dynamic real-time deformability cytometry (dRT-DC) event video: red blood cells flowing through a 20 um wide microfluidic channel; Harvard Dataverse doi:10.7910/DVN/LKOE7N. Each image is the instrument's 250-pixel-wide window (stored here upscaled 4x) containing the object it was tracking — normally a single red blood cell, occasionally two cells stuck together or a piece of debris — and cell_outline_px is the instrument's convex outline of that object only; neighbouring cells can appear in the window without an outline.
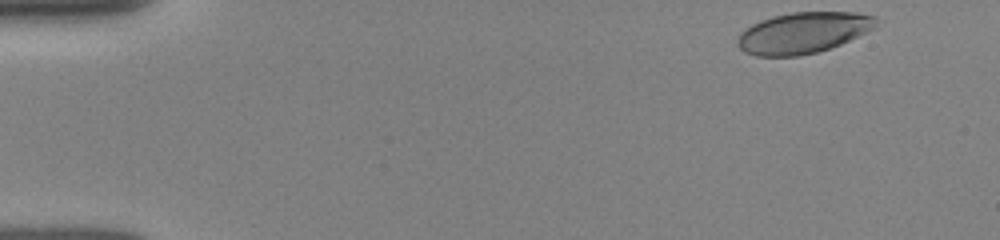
{"species": "human", "species_latin": "Homo sapiens", "temperature_condition": "room temperature", "stored_images_in_passage": 42, "camera_frame_rate_fps": 3000, "um_per_image_px": 0.085, "donor": {"sex": "female"}, "frame": {"image": 1, "passage_image": 1, "time_ms": 0.0, "image_size_px": [1000, 240], "cell_outline_px": [[880, 20], [876, 28], [868, 32], [840, 44], [816, 52], [800, 56], [756, 56], [744, 52], [736, 44], [736, 40], [740, 32], [744, 28], [760, 20], [772, 16], [792, 12], [856, 12], [876, 16]], "centroid_in_image_um": [68.27, 2.77], "position_along_channel_um": 16.7, "area_um2": 33.58}}
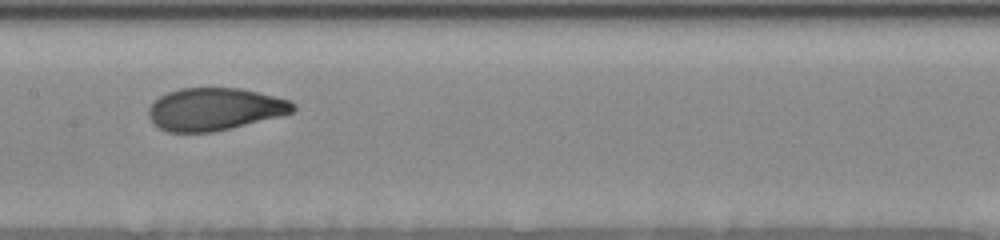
{"frame": {"image": 2, "passage_image": 23, "time_ms": 7.333, "image_size_px": [1000, 240], "cell_outline_px": [[296, 108], [292, 112], [280, 116], [212, 132], [168, 132], [160, 128], [148, 116], [148, 108], [160, 96], [168, 92], [180, 88], [240, 88], [292, 100], [296, 104]], "centroid_in_image_um": [18.26, 9.27], "position_along_channel_um": 189.1, "area_um2": 35.55}}
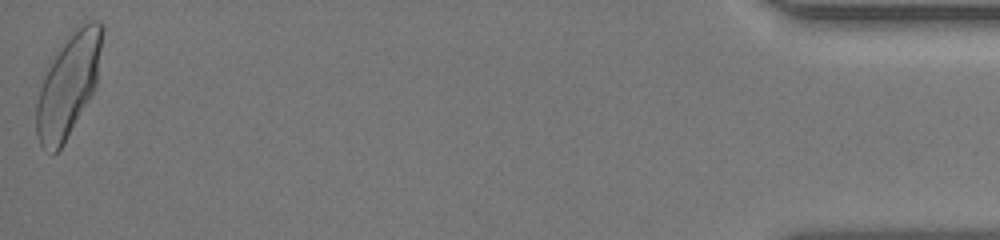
{"frame": {"image": 3, "passage_image": 42, "time_ms": 13.667, "image_size_px": [1000, 240], "cell_outline_px": [[104, 32], [96, 88], [60, 148], [52, 156], [40, 144], [36, 136], [36, 104], [44, 68], [64, 44], [84, 24], [92, 20], [100, 20], [104, 24]], "centroid_in_image_um": [5.81, 7.25], "position_along_channel_um": 429.4, "area_um2": 38.96}, "authors_computed_cell_mechanics": {"area_um2": 35.7493, "velocity_mm_per_s": 3.929, "shape_relaxation_time_tau1_ms": 3.9554, "shape_relaxation_time_tau2_ms": 0.7278, "deformation_change_tau1": 0.166, "deformation_change_tau2": 0.0563}}